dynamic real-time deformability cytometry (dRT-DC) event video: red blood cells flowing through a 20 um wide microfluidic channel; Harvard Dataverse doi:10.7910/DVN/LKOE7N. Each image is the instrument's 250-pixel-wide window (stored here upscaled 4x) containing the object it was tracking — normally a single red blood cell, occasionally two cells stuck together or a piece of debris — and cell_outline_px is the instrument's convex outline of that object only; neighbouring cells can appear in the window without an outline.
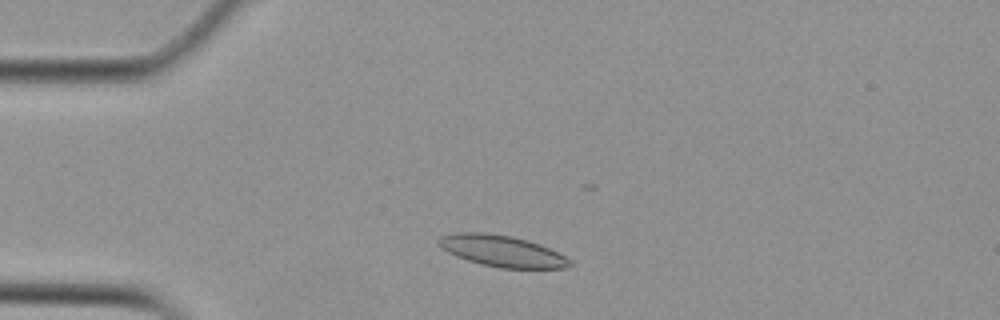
{"species": "Egyptian fruit bat (a non-hibernating species)", "species_latin": "Rousettus aegyptiacus", "temperature_condition": "cold", "stored_images_in_passage": 20, "camera_frame_rate_fps": 3000, "um_per_image_px": 0.085, "animal": {"sex": "female"}, "frame": {"image": 1, "passage_image": 6, "time_ms": 1.667, "image_size_px": [1000, 320], "cell_outline_px": [[576, 264], [568, 268], [500, 268], [468, 260], [456, 256], [440, 248], [436, 244], [436, 240], [440, 236], [456, 232], [484, 232], [512, 236], [540, 244], [572, 260]], "centroid_in_image_um": [42.65, 21.33], "position_along_channel_um": 42.3, "area_um2": 24.1}}
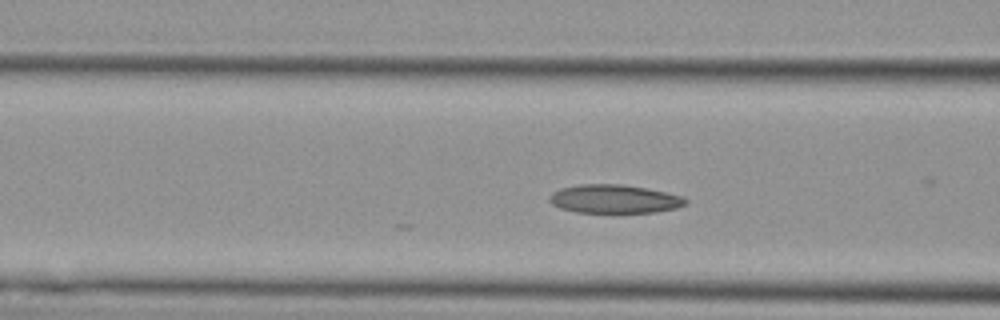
{"frame": {"image": 2, "passage_image": 14, "time_ms": 4.333, "image_size_px": [1000, 320], "cell_outline_px": [[688, 204], [676, 208], [656, 212], [612, 216], [576, 212], [560, 208], [552, 204], [548, 200], [548, 196], [552, 192], [560, 188], [580, 184], [620, 184], [648, 188], [668, 192], [684, 196], [688, 200]], "centroid_in_image_um": [52.24, 16.96], "position_along_channel_um": 114.4, "area_um2": 24.04}}
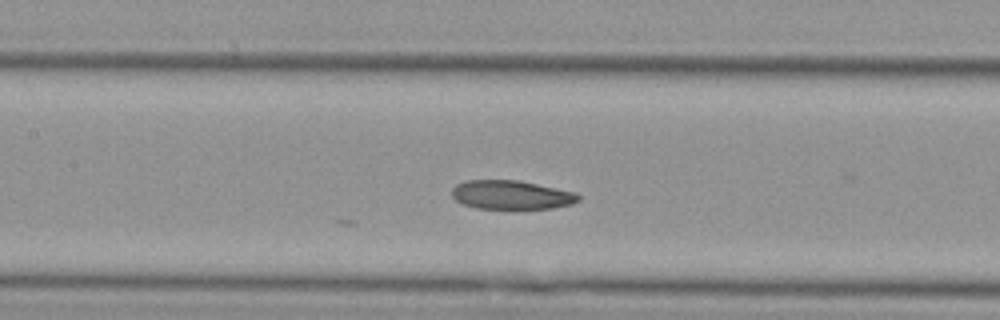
{"frame": {"image": 3, "passage_image": 18, "time_ms": 5.667, "image_size_px": [1000, 320], "cell_outline_px": [[580, 200], [572, 204], [552, 208], [476, 208], [464, 204], [456, 200], [452, 196], [452, 188], [456, 184], [464, 180], [516, 180], [576, 192], [580, 196]], "centroid_in_image_um": [43.45, 16.56], "position_along_channel_um": 163.9, "area_um2": 21.15}}